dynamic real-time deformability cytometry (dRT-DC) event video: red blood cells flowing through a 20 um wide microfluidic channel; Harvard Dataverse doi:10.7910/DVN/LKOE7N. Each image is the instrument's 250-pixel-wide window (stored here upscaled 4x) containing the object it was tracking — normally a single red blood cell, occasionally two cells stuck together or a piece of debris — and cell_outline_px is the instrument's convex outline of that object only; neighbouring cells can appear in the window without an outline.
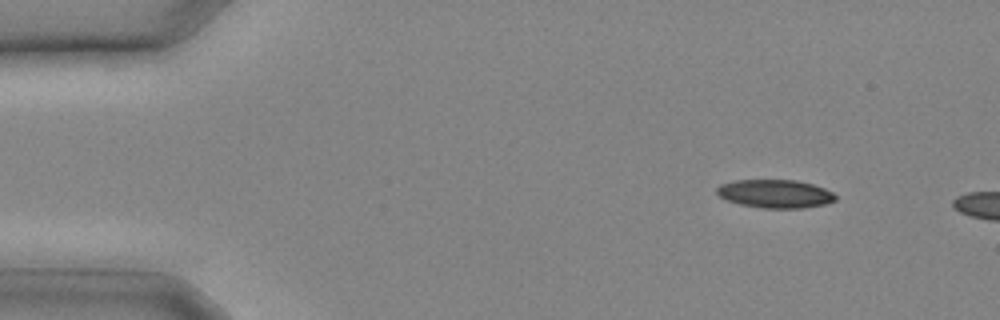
{"species": "common noctule bat (a hibernating species)", "species_latin": "Nyctalus noctula", "temperature_condition": "cold", "stored_images_in_passage": 5, "camera_frame_rate_fps": 3000, "um_per_image_px": 0.085, "animal": {"sex": "male", "body_mass_g": 20.4}, "frame": {"image": 1, "passage_image": 2, "time_ms": 0.333, "image_size_px": [1000, 320], "cell_outline_px": [[836, 200], [824, 204], [804, 208], [764, 208], [740, 204], [728, 200], [720, 196], [716, 192], [716, 188], [720, 184], [736, 180], [796, 180], [812, 184], [824, 188], [832, 192], [836, 196]], "centroid_in_image_um": [65.89, 16.46], "position_along_channel_um": 19.1, "area_um2": 19.48}}